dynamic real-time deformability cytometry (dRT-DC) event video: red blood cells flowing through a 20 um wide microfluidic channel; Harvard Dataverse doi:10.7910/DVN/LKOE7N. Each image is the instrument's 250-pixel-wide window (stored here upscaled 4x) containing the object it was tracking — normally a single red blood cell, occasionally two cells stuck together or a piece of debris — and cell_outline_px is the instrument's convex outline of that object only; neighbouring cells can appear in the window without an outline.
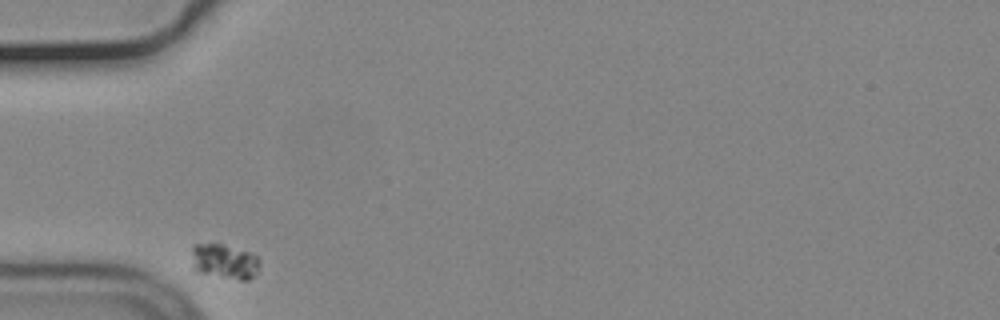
{"species": "common noctule bat (a hibernating species)", "species_latin": "Nyctalus noctula", "temperature_condition": "cold", "stored_images_in_passage": 32, "camera_frame_rate_fps": 3000, "um_per_image_px": 0.085, "animal": {"sex": "male", "body_mass_g": 19.2, "forearm_length_mm": 51.8}, "frame": {"image": 1, "passage_image": 1, "time_ms": 0.0, "image_size_px": [1000, 320], "cell_outline_px": [[260, 264], [256, 272], [248, 280], [240, 280], [192, 272], [192, 244], [220, 244], [248, 252], [256, 256], [260, 260]], "centroid_in_image_um": [19.02, 22.24], "position_along_channel_um": 66.0, "area_um2": 13.93}}
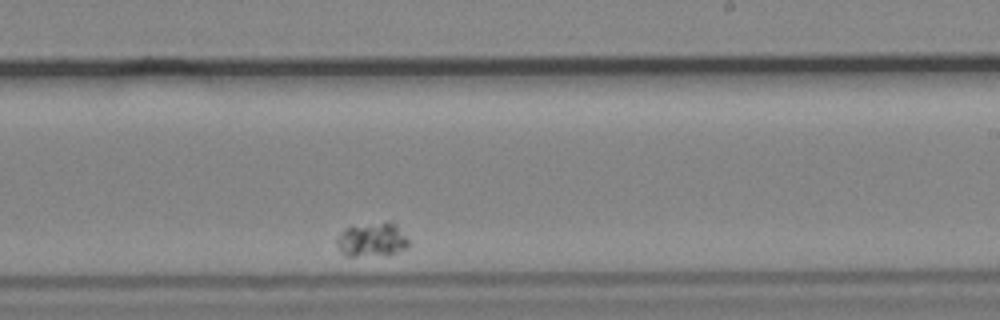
{"frame": {"image": 2, "passage_image": 21, "time_ms": 6.667, "image_size_px": [1000, 320], "cell_outline_px": [[408, 248], [388, 256], [344, 256], [340, 252], [336, 244], [336, 236], [344, 228], [388, 220], [392, 220], [396, 224], [408, 240]], "centroid_in_image_um": [31.61, 20.39], "position_along_channel_um": 257.4, "area_um2": 14.8}}
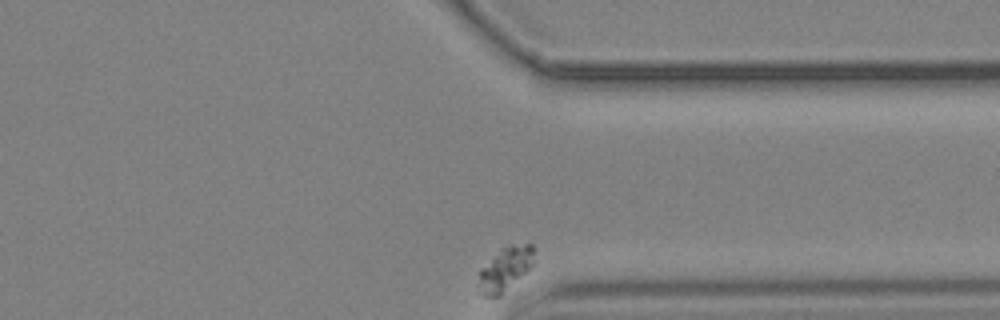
{"frame": {"image": 3, "passage_image": 32, "time_ms": 10.333, "image_size_px": [1000, 320], "cell_outline_px": [[536, 248], [532, 264], [500, 296], [484, 296], [476, 292], [476, 284], [480, 268], [500, 248], [508, 244], [532, 244]], "centroid_in_image_um": [42.87, 22.85], "position_along_channel_um": 368.5, "area_um2": 14.45}}